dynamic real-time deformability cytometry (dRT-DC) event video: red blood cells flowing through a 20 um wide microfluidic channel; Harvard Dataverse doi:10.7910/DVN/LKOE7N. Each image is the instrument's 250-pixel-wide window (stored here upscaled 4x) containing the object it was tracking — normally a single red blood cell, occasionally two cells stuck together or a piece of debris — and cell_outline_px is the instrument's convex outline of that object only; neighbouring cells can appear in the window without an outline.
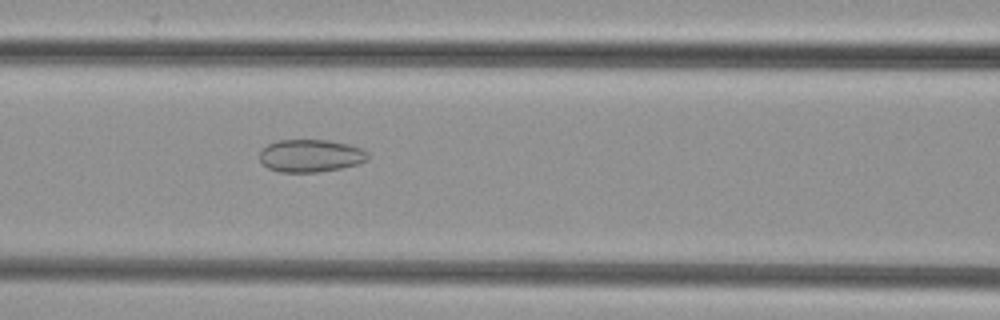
{"species": "common noctule bat (a hibernating species)", "species_latin": "Nyctalus noctula", "temperature_condition": "cold", "stored_images_in_passage": 46, "camera_frame_rate_fps": 3000, "um_per_image_px": 0.085, "animal": {"sex": "female", "body_mass_g": 29.2, "forearm_length_mm": 56.3}, "frame": {"image": 1, "passage_image": 17, "time_ms": 5.333, "image_size_px": [1000, 320], "cell_outline_px": [[368, 160], [360, 164], [340, 168], [316, 172], [280, 172], [268, 168], [260, 160], [260, 152], [268, 144], [276, 140], [328, 140], [348, 144], [364, 148], [368, 152]], "centroid_in_image_um": [26.44, 13.23], "position_along_channel_um": 140.2, "area_um2": 20.69}}
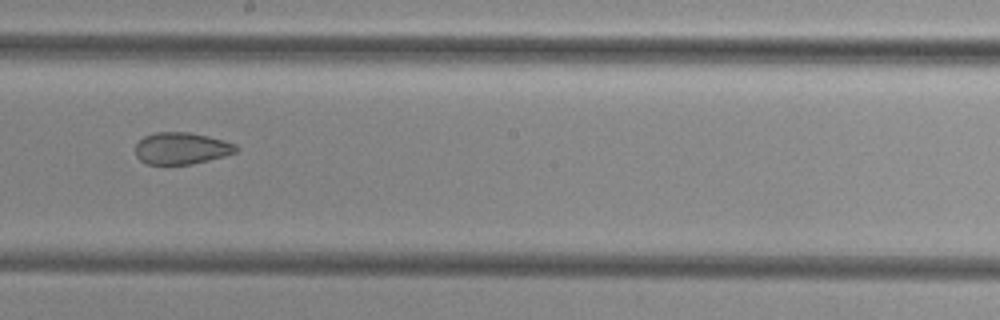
{"frame": {"image": 2, "passage_image": 24, "time_ms": 7.667, "image_size_px": [1000, 320], "cell_outline_px": [[240, 148], [236, 152], [224, 156], [192, 164], [148, 164], [140, 160], [136, 156], [136, 144], [144, 136], [156, 132], [188, 132], [208, 136], [224, 140], [236, 144]], "centroid_in_image_um": [15.44, 12.6], "position_along_channel_um": 232.8, "area_um2": 18.67}}
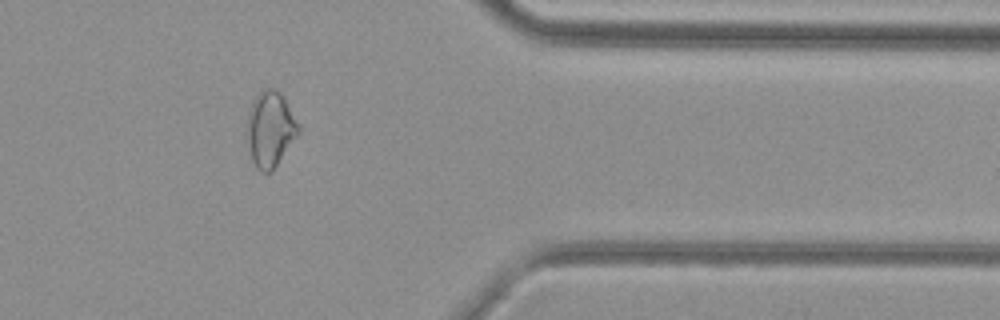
{"frame": {"image": 3, "passage_image": 37, "time_ms": 12.0, "image_size_px": [1000, 320], "cell_outline_px": [[300, 132], [272, 172], [260, 172], [256, 168], [252, 160], [244, 124], [252, 100], [264, 88], [276, 88], [284, 96], [300, 128]], "centroid_in_image_um": [22.94, 10.96], "position_along_channel_um": 388.5, "area_um2": 23.0}}